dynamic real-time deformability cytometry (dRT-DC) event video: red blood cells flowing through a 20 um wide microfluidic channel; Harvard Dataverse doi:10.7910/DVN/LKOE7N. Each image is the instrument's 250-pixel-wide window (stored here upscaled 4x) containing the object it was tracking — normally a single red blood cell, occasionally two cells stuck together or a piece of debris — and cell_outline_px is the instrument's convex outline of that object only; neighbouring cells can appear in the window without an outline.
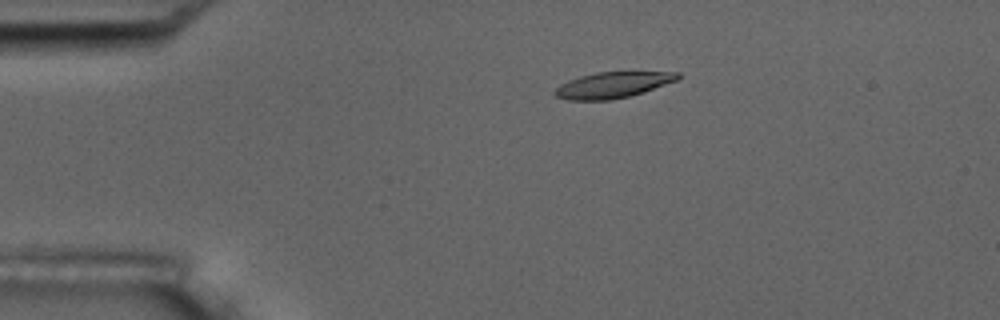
{"species": "common noctule bat (a hibernating species)", "species_latin": "Nyctalus noctula", "temperature_condition": "room temperature", "stored_images_in_passage": 5, "camera_frame_rate_fps": 3000, "um_per_image_px": 0.085, "animal": {"sex": "male", "body_mass_g": 17.5, "forearm_length_mm": 52.3}, "frame": {"image": 1, "passage_image": 4, "time_ms": 3.333, "image_size_px": [1000, 320], "cell_outline_px": [[680, 76], [676, 80], [644, 92], [612, 100], [568, 100], [556, 96], [552, 92], [560, 84], [568, 80], [580, 76], [596, 72], [680, 72]], "centroid_in_image_um": [52.04, 7.22], "position_along_channel_um": 33.0, "area_um2": 18.5}}